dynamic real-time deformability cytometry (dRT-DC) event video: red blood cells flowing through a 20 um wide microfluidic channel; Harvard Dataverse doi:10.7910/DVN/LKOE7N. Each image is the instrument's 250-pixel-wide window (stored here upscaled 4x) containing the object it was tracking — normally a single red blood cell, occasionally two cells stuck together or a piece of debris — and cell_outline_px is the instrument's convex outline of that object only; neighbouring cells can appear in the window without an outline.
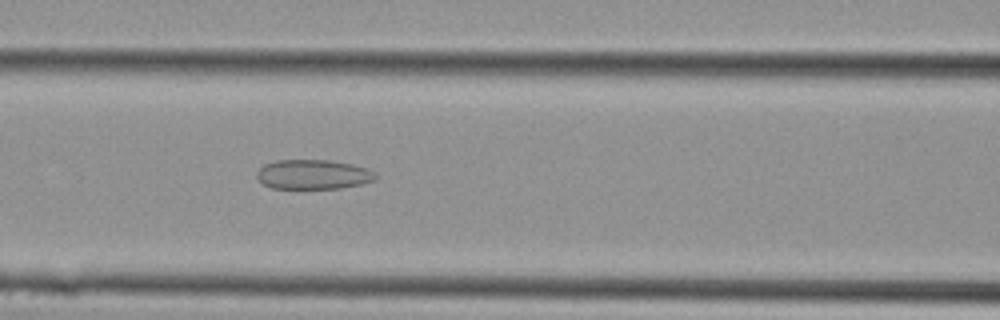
{"species": "Egyptian fruit bat (a non-hibernating species)", "species_latin": "Rousettus aegyptiacus", "temperature_condition": "cold", "stored_images_in_passage": 12, "camera_frame_rate_fps": 3000, "um_per_image_px": 0.085, "animal": {"sex": "female"}, "frame": {"image": 1, "passage_image": 12, "time_ms": 3.667, "image_size_px": [1000, 320], "cell_outline_px": [[376, 180], [360, 184], [340, 188], [272, 188], [264, 184], [256, 176], [256, 172], [264, 164], [276, 160], [328, 160], [352, 164], [368, 168], [376, 172]], "centroid_in_image_um": [26.63, 14.82], "position_along_channel_um": 140.0, "area_um2": 20.46}}